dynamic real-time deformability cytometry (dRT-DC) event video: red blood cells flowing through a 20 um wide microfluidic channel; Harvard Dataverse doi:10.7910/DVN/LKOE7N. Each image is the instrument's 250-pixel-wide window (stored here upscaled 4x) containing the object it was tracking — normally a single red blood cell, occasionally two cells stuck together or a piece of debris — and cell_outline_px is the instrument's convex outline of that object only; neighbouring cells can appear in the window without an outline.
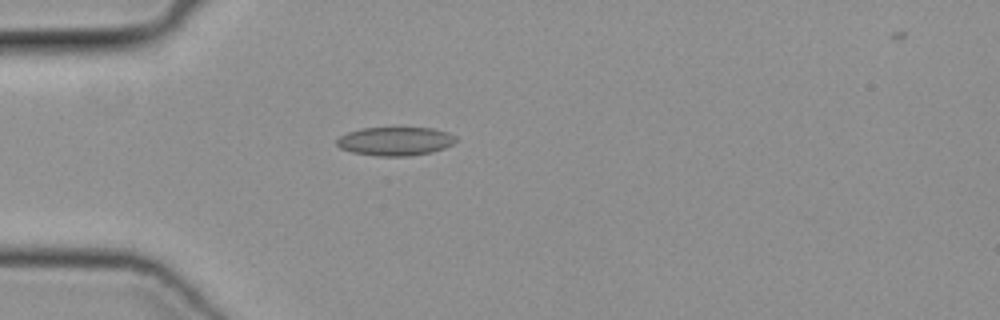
{"species": "common noctule bat (a hibernating species)", "species_latin": "Nyctalus noctula", "temperature_condition": "cold", "stored_images_in_passage": 30, "camera_frame_rate_fps": 3000, "um_per_image_px": 0.085, "animal": {"sex": "female", "body_mass_g": 19.3, "forearm_length_mm": 54.1}, "frame": {"image": 1, "passage_image": 1, "time_ms": 0.0, "image_size_px": [1000, 320], "cell_outline_px": [[456, 140], [452, 144], [444, 148], [432, 152], [408, 156], [380, 156], [352, 152], [340, 148], [336, 144], [336, 140], [340, 136], [348, 132], [360, 128], [432, 128], [448, 132], [456, 136]], "centroid_in_image_um": [33.59, 12.0], "position_along_channel_um": 51.4, "area_um2": 19.83}}
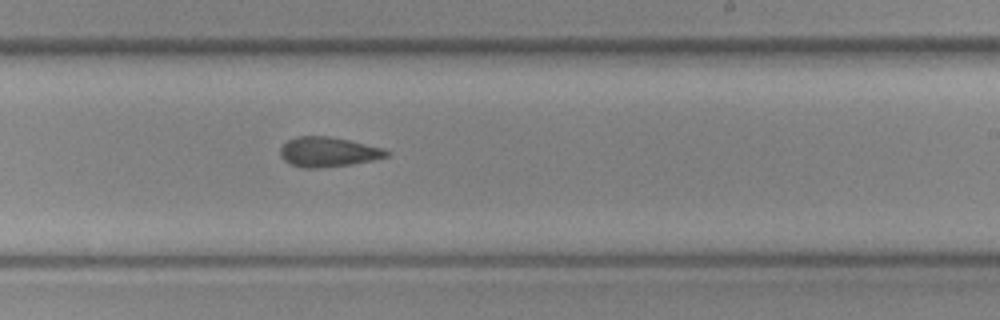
{"frame": {"image": 2, "passage_image": 17, "time_ms": 5.333, "image_size_px": [1000, 320], "cell_outline_px": [[392, 152], [388, 156], [372, 160], [352, 164], [320, 168], [300, 168], [284, 160], [280, 156], [280, 148], [288, 140], [296, 136], [328, 136], [348, 140], [384, 148]], "centroid_in_image_um": [27.89, 12.92], "position_along_channel_um": 261.1, "area_um2": 18.5}}
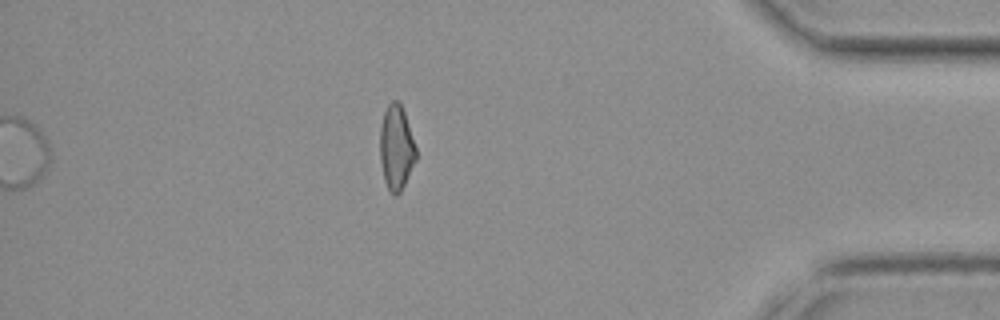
{"frame": {"image": 3, "passage_image": 30, "time_ms": 9.667, "image_size_px": [1000, 320], "cell_outline_px": [[416, 160], [400, 192], [396, 196], [388, 188], [384, 180], [380, 160], [380, 124], [384, 112], [388, 104], [392, 100], [396, 100], [400, 104], [404, 112], [416, 148]], "centroid_in_image_um": [33.67, 12.53], "position_along_channel_um": 401.5, "area_um2": 17.57}}